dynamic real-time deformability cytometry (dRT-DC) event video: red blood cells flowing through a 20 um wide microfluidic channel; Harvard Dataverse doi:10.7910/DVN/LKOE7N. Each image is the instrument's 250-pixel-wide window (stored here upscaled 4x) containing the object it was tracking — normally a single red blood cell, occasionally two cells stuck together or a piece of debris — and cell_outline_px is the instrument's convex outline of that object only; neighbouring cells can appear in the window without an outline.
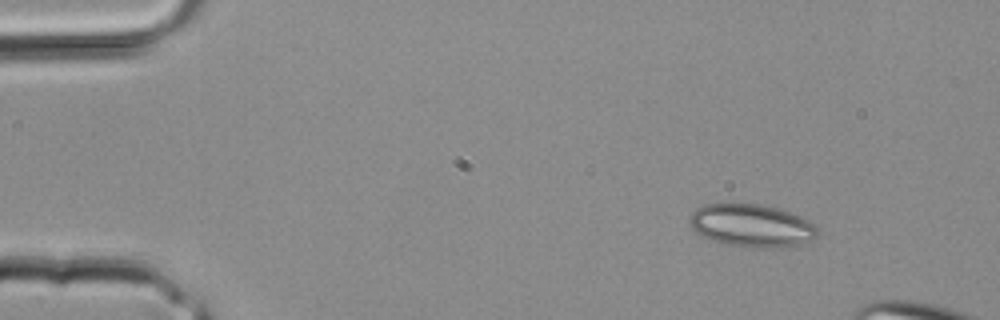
{"species": "common noctule bat (a hibernating species)", "species_latin": "Nyctalus noctula", "temperature_condition": "room temperature", "stored_images_in_passage": 3, "camera_frame_rate_fps": 3000, "um_per_image_px": 0.085, "animal": {"sex": "male", "body_mass_g": 20.4}, "frame": {"image": 1, "passage_image": 1, "time_ms": 0.0, "image_size_px": [1000, 320], "cell_outline_px": [[816, 236], [812, 240], [800, 244], [768, 248], [756, 248], [728, 244], [704, 236], [696, 232], [692, 228], [688, 220], [692, 212], [696, 208], [704, 204], [728, 200], [760, 204], [776, 208], [800, 216], [808, 220], [816, 228]], "centroid_in_image_um": [63.82, 19.12], "position_along_channel_um": 21.2, "area_um2": 32.19}}